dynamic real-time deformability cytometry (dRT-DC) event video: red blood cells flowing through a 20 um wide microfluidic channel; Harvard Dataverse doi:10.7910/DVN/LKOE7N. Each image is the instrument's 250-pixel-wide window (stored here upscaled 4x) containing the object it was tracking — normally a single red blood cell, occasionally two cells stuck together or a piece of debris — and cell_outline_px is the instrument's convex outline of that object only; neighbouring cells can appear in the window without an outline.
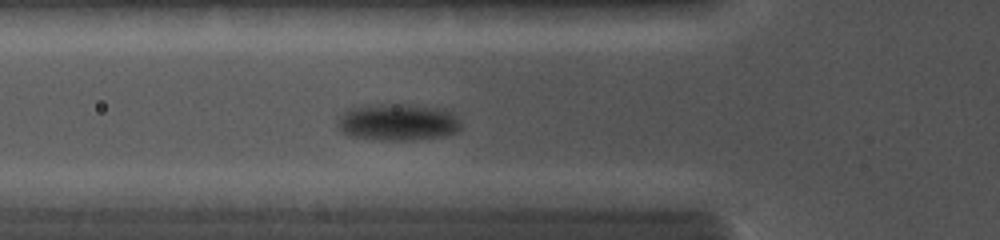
{"species": "common noctule bat (a hibernating species)", "species_latin": "Nyctalus noctula", "temperature_condition": "cold", "stored_images_in_passage": 36, "camera_frame_rate_fps": 5000, "um_per_image_px": 0.085, "animal": {"sex": "female", "body_mass_g": 19.0, "forearm_length_mm": 56.7}, "frame": {"image": 1, "passage_image": 11, "time_ms": 5.0, "image_size_px": [1000, 240], "cell_outline_px": [[460, 128], [456, 132], [444, 136], [412, 140], [376, 140], [348, 136], [336, 124], [336, 120], [344, 108], [356, 104], [408, 104], [452, 108], [456, 112], [460, 120]], "centroid_in_image_um": [33.81, 10.34], "position_along_channel_um": 92.0, "area_um2": 27.8}}
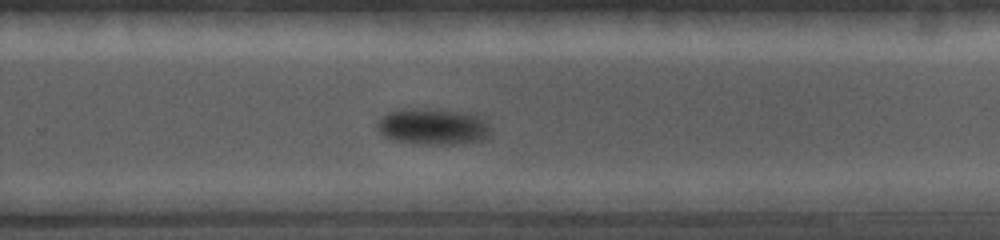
{"frame": {"image": 2, "passage_image": 20, "time_ms": 9.8, "image_size_px": [1000, 240], "cell_outline_px": [[488, 136], [484, 140], [452, 144], [424, 144], [392, 140], [384, 136], [380, 132], [376, 124], [380, 116], [396, 108], [416, 108], [460, 112], [480, 116], [488, 124]], "centroid_in_image_um": [36.73, 10.75], "position_along_channel_um": 293.1, "area_um2": 23.93}}
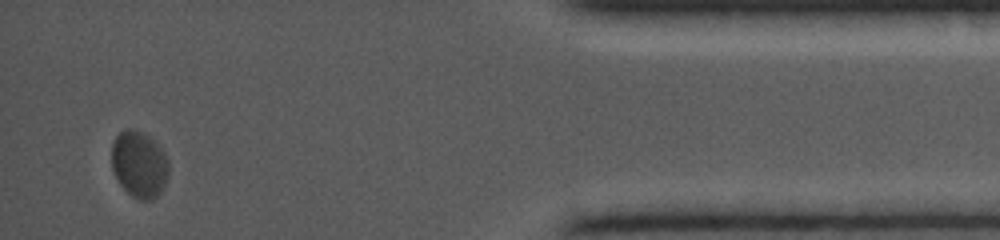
{"frame": {"image": 3, "passage_image": 33, "time_ms": 14.0, "image_size_px": [1000, 240], "cell_outline_px": [[168, 176], [160, 192], [152, 200], [140, 200], [132, 196], [120, 184], [112, 168], [112, 144], [116, 136], [120, 132], [128, 128], [132, 128], [156, 140], [164, 152], [168, 160]], "centroid_in_image_um": [11.84, 13.95], "position_along_channel_um": 423.4, "area_um2": 22.08}}